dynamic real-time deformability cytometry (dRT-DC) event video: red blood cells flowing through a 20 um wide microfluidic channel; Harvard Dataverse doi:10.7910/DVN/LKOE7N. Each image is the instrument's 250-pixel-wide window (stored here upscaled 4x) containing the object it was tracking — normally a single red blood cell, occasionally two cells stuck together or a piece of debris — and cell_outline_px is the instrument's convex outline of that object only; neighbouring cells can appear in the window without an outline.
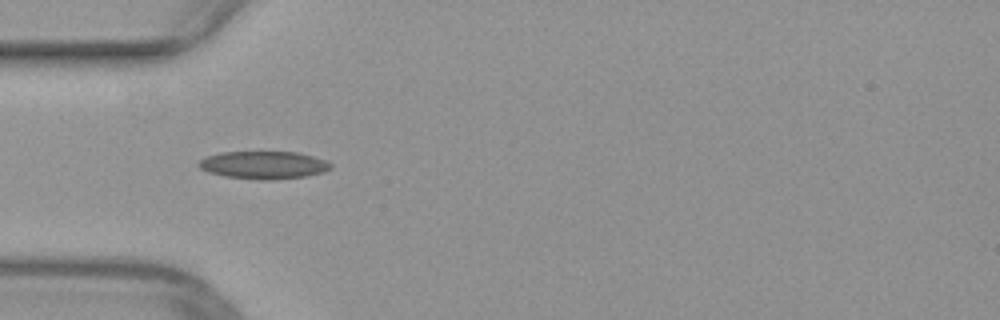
{"species": "common noctule bat (a hibernating species)", "species_latin": "Nyctalus noctula", "temperature_condition": "warm", "stored_images_in_passage": 36, "camera_frame_rate_fps": 3000, "um_per_image_px": 0.085, "animal": {"sex": "female", "body_mass_g": 29.2, "forearm_length_mm": 56.3}, "frame": {"image": 1, "passage_image": 2, "time_ms": 0.333, "image_size_px": [1000, 320], "cell_outline_px": [[332, 168], [324, 172], [304, 176], [272, 180], [256, 180], [224, 176], [208, 172], [200, 168], [196, 164], [200, 160], [208, 156], [220, 152], [296, 152], [328, 160], [332, 164]], "centroid_in_image_um": [22.42, 14.03], "position_along_channel_um": 62.6, "area_um2": 21.44}}
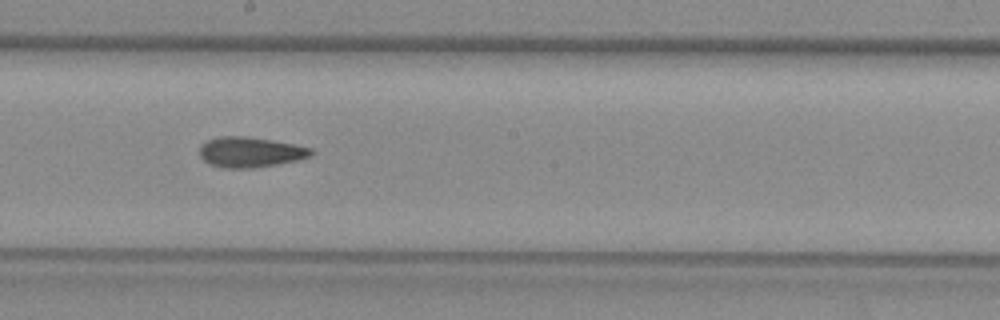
{"frame": {"image": 2, "passage_image": 14, "time_ms": 4.333, "image_size_px": [1000, 320], "cell_outline_px": [[316, 152], [312, 156], [296, 160], [276, 164], [252, 168], [224, 168], [212, 164], [204, 160], [200, 156], [200, 144], [208, 140], [220, 136], [244, 136], [272, 140], [312, 148]], "centroid_in_image_um": [21.29, 12.92], "position_along_channel_um": 226.9, "area_um2": 19.59}}
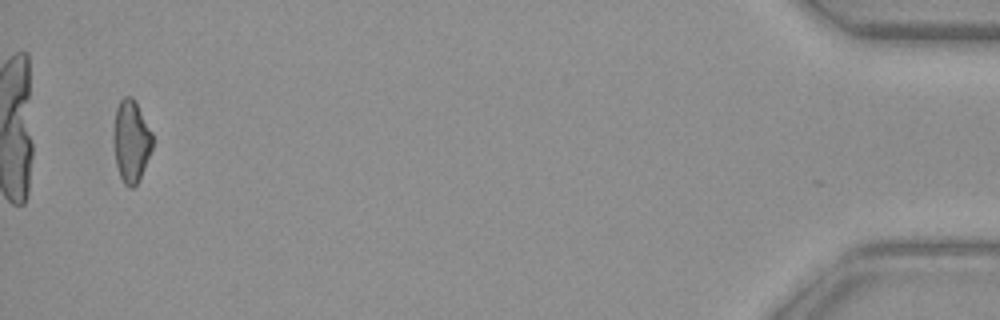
{"frame": {"image": 3, "passage_image": 35, "time_ms": 11.333, "image_size_px": [1000, 320], "cell_outline_px": [[152, 148], [140, 180], [132, 188], [128, 188], [124, 184], [120, 176], [116, 164], [112, 140], [112, 128], [116, 108], [120, 100], [124, 96], [132, 96], [136, 100], [152, 132]], "centroid_in_image_um": [11.13, 11.97], "position_along_channel_um": 424.1, "area_um2": 19.13}}